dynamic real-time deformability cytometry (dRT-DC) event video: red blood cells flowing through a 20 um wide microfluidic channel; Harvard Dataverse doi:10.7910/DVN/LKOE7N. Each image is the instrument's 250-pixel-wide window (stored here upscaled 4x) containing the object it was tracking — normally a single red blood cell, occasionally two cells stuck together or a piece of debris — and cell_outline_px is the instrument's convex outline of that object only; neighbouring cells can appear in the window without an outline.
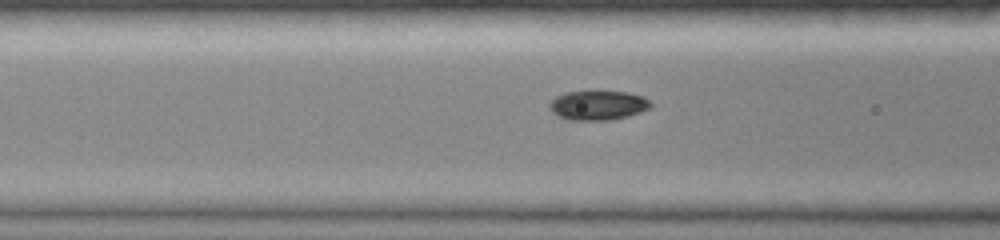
{"species": "common noctule bat (a hibernating species)", "species_latin": "Nyctalus noctula", "temperature_condition": "room temperature", "stored_images_in_passage": 36, "camera_frame_rate_fps": 3000, "um_per_image_px": 0.085, "animal": {"sex": "female", "body_mass_g": 19.0, "forearm_length_mm": 51.5}, "frame": {"image": 1, "passage_image": 21, "time_ms": 6.667, "image_size_px": [1000, 240], "cell_outline_px": [[652, 108], [628, 116], [612, 120], [568, 120], [552, 112], [548, 104], [556, 96], [568, 92], [628, 92], [644, 96], [652, 104]], "centroid_in_image_um": [50.86, 8.96], "position_along_channel_um": 115.7, "area_um2": 17.28}}